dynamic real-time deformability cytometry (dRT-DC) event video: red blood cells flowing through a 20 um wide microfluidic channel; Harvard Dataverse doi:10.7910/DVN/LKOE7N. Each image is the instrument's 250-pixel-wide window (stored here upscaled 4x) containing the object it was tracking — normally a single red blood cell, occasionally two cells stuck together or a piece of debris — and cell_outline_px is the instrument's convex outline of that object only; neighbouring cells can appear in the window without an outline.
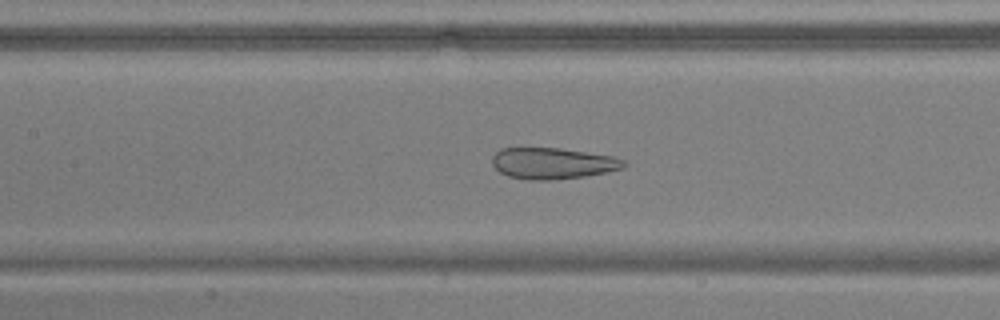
{"species": "common noctule bat (a hibernating species)", "species_latin": "Nyctalus noctula", "temperature_condition": "warm", "stored_images_in_passage": 50, "camera_frame_rate_fps": 3000, "um_per_image_px": 0.085, "animal": {"sex": "male", "body_mass_g": 17.9, "forearm_length_mm": 54.2}, "frame": {"image": 1, "passage_image": 25, "time_ms": 8.0, "image_size_px": [1000, 320], "cell_outline_px": [[628, 164], [624, 168], [588, 176], [552, 180], [528, 180], [508, 176], [500, 172], [492, 164], [492, 156], [500, 148], [560, 148], [612, 156], [624, 160]], "centroid_in_image_um": [46.99, 13.89], "position_along_channel_um": 160.4, "area_um2": 24.1}}
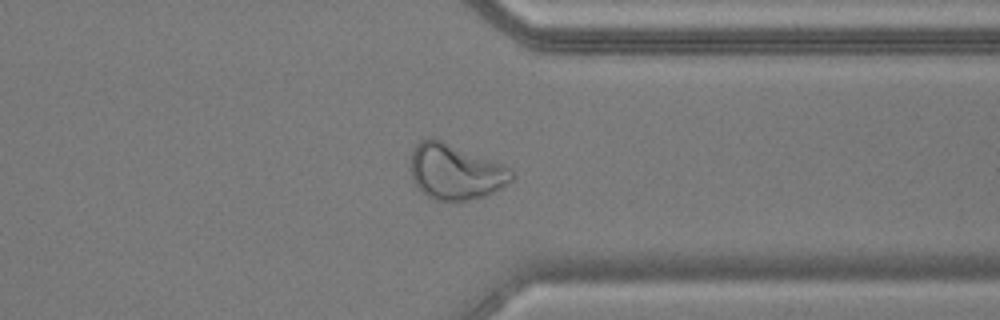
{"frame": {"image": 2, "passage_image": 42, "time_ms": 13.667, "image_size_px": [1000, 320], "cell_outline_px": [[516, 176], [512, 180], [500, 188], [484, 196], [468, 200], [436, 200], [428, 196], [412, 180], [412, 148], [420, 140], [440, 140], [504, 164], [512, 168]], "centroid_in_image_um": [38.76, 14.6], "position_along_channel_um": 372.6, "area_um2": 32.19}}
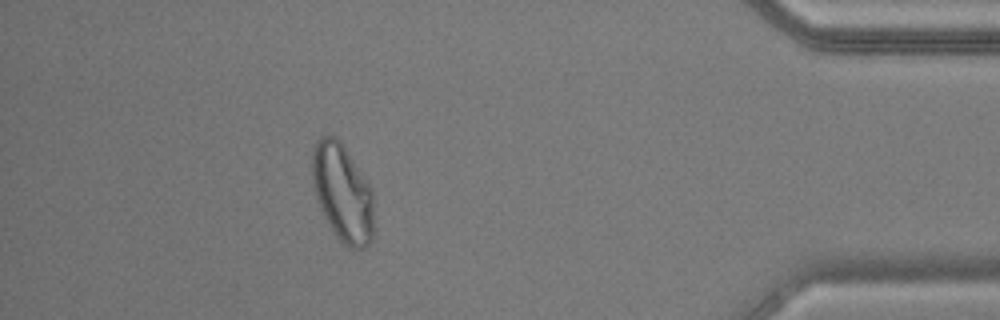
{"frame": {"image": 3, "passage_image": 48, "time_ms": 15.667, "image_size_px": [1000, 320], "cell_outline_px": [[372, 240], [364, 248], [348, 248], [340, 244], [324, 216], [316, 200], [312, 180], [312, 148], [316, 140], [320, 136], [336, 136], [340, 140], [372, 188]], "centroid_in_image_um": [29.08, 16.39], "position_along_channel_um": 406.1, "area_um2": 35.32}}